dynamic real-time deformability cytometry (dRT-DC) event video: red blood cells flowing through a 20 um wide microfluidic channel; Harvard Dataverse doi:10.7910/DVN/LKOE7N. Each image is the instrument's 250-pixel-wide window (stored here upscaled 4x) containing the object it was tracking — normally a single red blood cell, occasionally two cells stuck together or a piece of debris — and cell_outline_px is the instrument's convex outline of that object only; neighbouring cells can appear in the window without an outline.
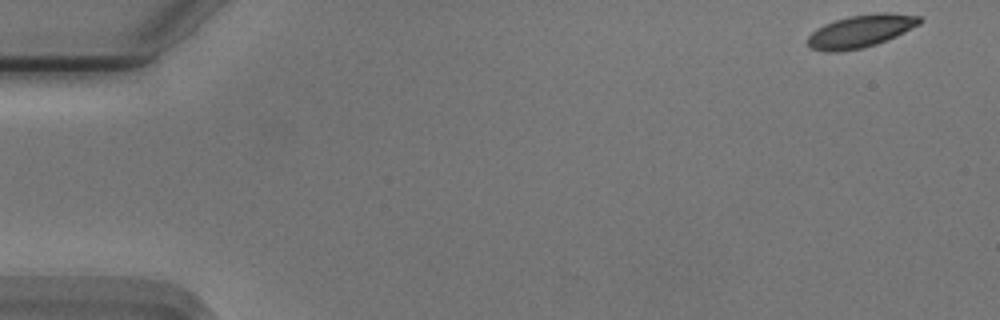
{"species": "Egyptian fruit bat (a non-hibernating species)", "species_latin": "Rousettus aegyptiacus", "temperature_condition": "cold", "stored_images_in_passage": 54, "camera_frame_rate_fps": 3000, "um_per_image_px": 0.085, "animal": {"sex": "male"}, "frame": {"image": 1, "passage_image": 1, "time_ms": 0.0, "image_size_px": [1000, 320], "cell_outline_px": [[920, 24], [896, 36], [876, 44], [860, 48], [836, 52], [824, 52], [812, 48], [808, 44], [808, 36], [816, 28], [824, 24], [848, 16], [876, 12], [888, 12], [920, 16]], "centroid_in_image_um": [73.14, 2.63], "position_along_channel_um": 11.9, "area_um2": 21.21}}
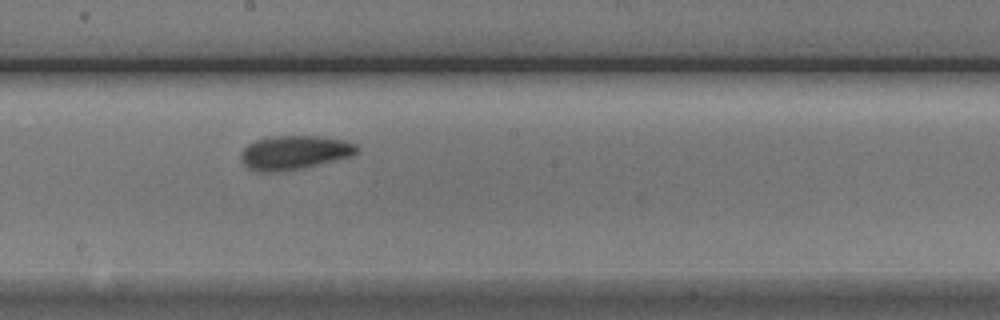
{"frame": {"image": 2, "passage_image": 29, "time_ms": 9.333, "image_size_px": [1000, 320], "cell_outline_px": [[360, 152], [356, 156], [304, 168], [280, 172], [256, 172], [248, 168], [240, 160], [240, 152], [248, 144], [256, 140], [272, 136], [320, 136], [344, 140], [356, 144], [360, 148]], "centroid_in_image_um": [25.07, 12.98], "position_along_channel_um": 223.1, "area_um2": 23.58}}
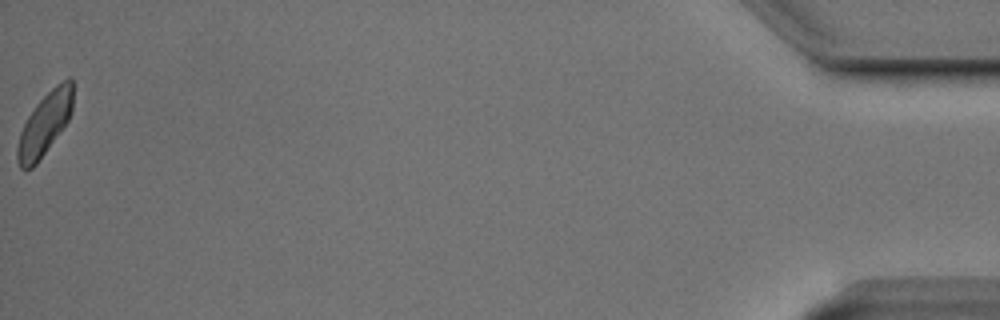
{"frame": {"image": 3, "passage_image": 54, "time_ms": 17.667, "image_size_px": [1000, 320], "cell_outline_px": [[72, 112], [68, 120], [36, 164], [32, 168], [20, 168], [16, 160], [16, 148], [20, 132], [28, 116], [36, 104], [56, 84], [68, 76], [72, 76]], "centroid_in_image_um": [3.79, 10.52], "position_along_channel_um": 431.4, "area_um2": 20.0}, "authors_computed_cell_mechanics": {"area_um2": 21.9062, "velocity_mm_per_s": 3.702, "shape_relaxation_time_tau1_ms": 4.2987, "shape_relaxation_time_tau2_ms": 3.2069, "deformation_change_tau1": 0.1378, "deformation_change_tau2": 0.0825}}